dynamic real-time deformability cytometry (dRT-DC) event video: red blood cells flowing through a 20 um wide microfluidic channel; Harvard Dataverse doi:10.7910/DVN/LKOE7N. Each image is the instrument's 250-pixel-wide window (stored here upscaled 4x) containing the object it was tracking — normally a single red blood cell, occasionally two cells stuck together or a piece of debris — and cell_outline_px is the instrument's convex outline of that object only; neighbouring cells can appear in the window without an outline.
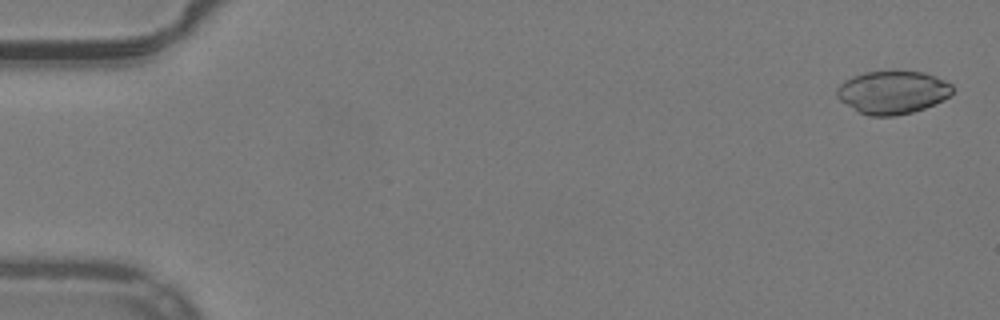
{"species": "common noctule bat (a hibernating species)", "species_latin": "Nyctalus noctula", "temperature_condition": "warm", "stored_images_in_passage": 53, "camera_frame_rate_fps": 3000, "um_per_image_px": 0.085, "animal": {"sex": "male", "body_mass_g": 19.2, "forearm_length_mm": 51.8}, "frame": {"image": 1, "passage_image": 2, "time_ms": 0.333, "image_size_px": [1000, 320], "cell_outline_px": [[956, 88], [944, 100], [924, 108], [912, 112], [896, 116], [868, 116], [860, 112], [840, 100], [836, 96], [836, 88], [844, 80], [852, 76], [864, 72], [896, 68], [924, 72], [944, 80], [952, 84]], "centroid_in_image_um": [75.88, 7.8], "position_along_channel_um": 9.1, "area_um2": 29.77}}
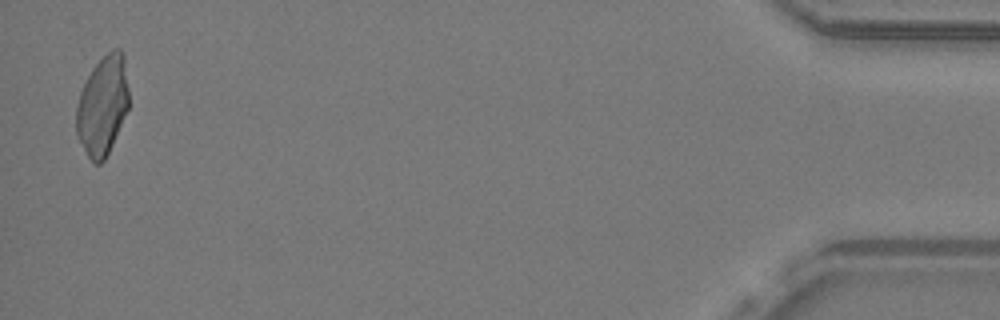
{"frame": {"image": 2, "passage_image": 52, "time_ms": 17.0, "image_size_px": [1000, 320], "cell_outline_px": [[128, 108], [112, 144], [104, 160], [100, 164], [92, 164], [76, 136], [76, 108], [80, 92], [92, 68], [112, 48], [120, 48], [124, 52], [128, 88]], "centroid_in_image_um": [8.71, 8.97], "position_along_channel_um": 426.5, "area_um2": 30.4}}